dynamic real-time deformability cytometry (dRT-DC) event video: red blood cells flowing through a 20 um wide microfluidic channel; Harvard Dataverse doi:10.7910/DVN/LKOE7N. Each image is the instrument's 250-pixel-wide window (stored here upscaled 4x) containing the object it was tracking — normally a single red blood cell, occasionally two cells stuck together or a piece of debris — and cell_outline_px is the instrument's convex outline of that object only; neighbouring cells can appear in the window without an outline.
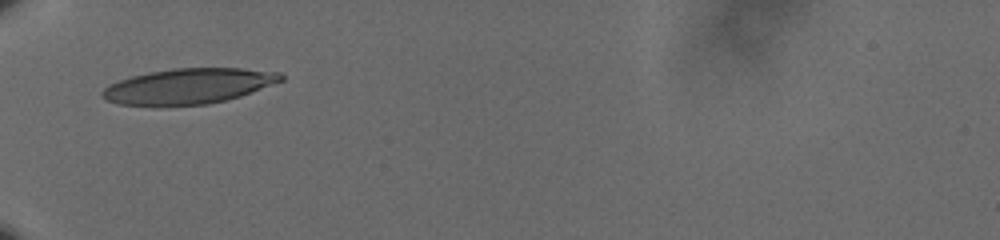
{"species": "human", "species_latin": "Homo sapiens", "temperature_condition": "cold", "stored_images_in_passage": 31, "camera_frame_rate_fps": 3000, "um_per_image_px": 0.085, "donor": {"sex": "male"}, "frame": {"image": 1, "passage_image": 1, "time_ms": 0.0, "image_size_px": [1000, 240], "cell_outline_px": [[284, 80], [240, 96], [208, 104], [160, 108], [120, 104], [104, 100], [100, 96], [100, 92], [108, 84], [132, 76], [148, 72], [172, 68], [240, 68], [280, 72], [284, 76]], "centroid_in_image_um": [15.94, 7.35], "position_along_channel_um": 69.1, "area_um2": 37.69}}
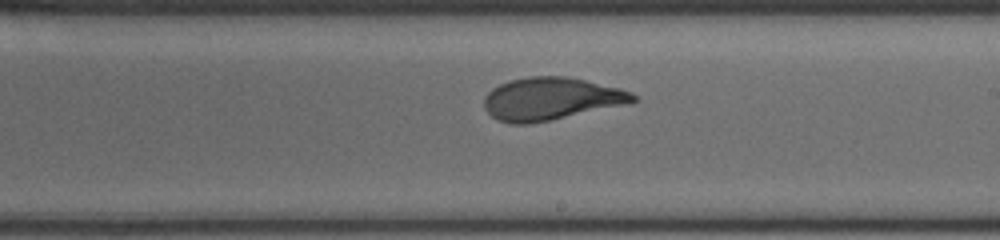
{"frame": {"image": 2, "passage_image": 16, "time_ms": 5.0, "image_size_px": [1000, 240], "cell_outline_px": [[640, 100], [628, 104], [552, 120], [528, 124], [512, 124], [496, 120], [484, 108], [484, 96], [492, 88], [508, 80], [528, 76], [568, 76], [620, 88], [632, 92], [640, 96]], "centroid_in_image_um": [46.86, 8.4], "position_along_channel_um": 242.1, "area_um2": 37.51}}
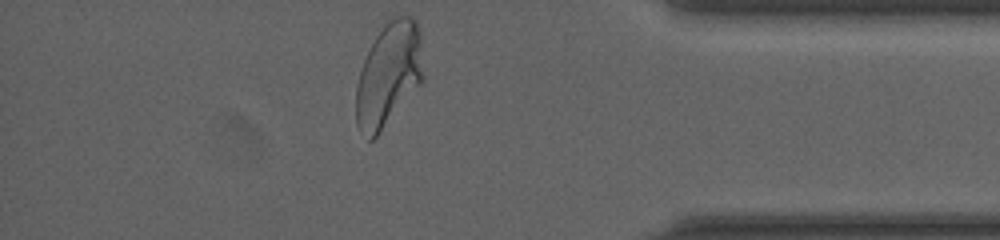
{"frame": {"image": 3, "passage_image": 31, "time_ms": 10.0, "image_size_px": [1000, 240], "cell_outline_px": [[424, 80], [376, 136], [372, 140], [368, 140], [356, 124], [356, 84], [364, 60], [376, 36], [388, 20], [396, 16], [412, 16], [416, 20], [420, 32], [424, 76]], "centroid_in_image_um": [33.05, 6.33], "position_along_channel_um": 402.1, "area_um2": 40.46}, "authors_computed_cell_mechanics": {"area_um2": 37.281, "velocity_mm_per_s": 3.607, "shape_relaxation_time_tau1_ms": 4.4871, "shape_relaxation_time_tau2_ms": null, "deformation_change_tau1": 0.1869, "deformation_change_tau2": null}}